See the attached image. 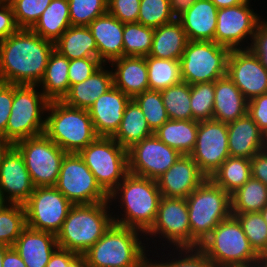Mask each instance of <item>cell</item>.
<instances>
[{
  "mask_svg": "<svg viewBox=\"0 0 267 267\" xmlns=\"http://www.w3.org/2000/svg\"><path fill=\"white\" fill-rule=\"evenodd\" d=\"M77 255L75 252L58 247L52 254L46 267H64V265H68Z\"/></svg>",
  "mask_w": 267,
  "mask_h": 267,
  "instance_id": "9f6ffc18",
  "label": "cell"
},
{
  "mask_svg": "<svg viewBox=\"0 0 267 267\" xmlns=\"http://www.w3.org/2000/svg\"><path fill=\"white\" fill-rule=\"evenodd\" d=\"M34 187L55 186L65 155L45 134L17 141Z\"/></svg>",
  "mask_w": 267,
  "mask_h": 267,
  "instance_id": "7c38bea8",
  "label": "cell"
},
{
  "mask_svg": "<svg viewBox=\"0 0 267 267\" xmlns=\"http://www.w3.org/2000/svg\"><path fill=\"white\" fill-rule=\"evenodd\" d=\"M83 256L88 267L151 266V253L146 244L145 234L116 223H112Z\"/></svg>",
  "mask_w": 267,
  "mask_h": 267,
  "instance_id": "3957f363",
  "label": "cell"
},
{
  "mask_svg": "<svg viewBox=\"0 0 267 267\" xmlns=\"http://www.w3.org/2000/svg\"><path fill=\"white\" fill-rule=\"evenodd\" d=\"M230 157L251 159L267 148V138L248 115L227 123Z\"/></svg>",
  "mask_w": 267,
  "mask_h": 267,
  "instance_id": "7402d4cb",
  "label": "cell"
},
{
  "mask_svg": "<svg viewBox=\"0 0 267 267\" xmlns=\"http://www.w3.org/2000/svg\"><path fill=\"white\" fill-rule=\"evenodd\" d=\"M197 0H169L171 14L175 19L182 16Z\"/></svg>",
  "mask_w": 267,
  "mask_h": 267,
  "instance_id": "680465c9",
  "label": "cell"
},
{
  "mask_svg": "<svg viewBox=\"0 0 267 267\" xmlns=\"http://www.w3.org/2000/svg\"><path fill=\"white\" fill-rule=\"evenodd\" d=\"M108 65L113 75V86L131 99L149 90L145 57L123 56Z\"/></svg>",
  "mask_w": 267,
  "mask_h": 267,
  "instance_id": "cb8c5ba5",
  "label": "cell"
},
{
  "mask_svg": "<svg viewBox=\"0 0 267 267\" xmlns=\"http://www.w3.org/2000/svg\"><path fill=\"white\" fill-rule=\"evenodd\" d=\"M130 97L113 86L88 108L98 136L112 137L118 130Z\"/></svg>",
  "mask_w": 267,
  "mask_h": 267,
  "instance_id": "44dd1931",
  "label": "cell"
},
{
  "mask_svg": "<svg viewBox=\"0 0 267 267\" xmlns=\"http://www.w3.org/2000/svg\"><path fill=\"white\" fill-rule=\"evenodd\" d=\"M230 51L214 41H188L180 59L182 81L189 85L215 82L227 75Z\"/></svg>",
  "mask_w": 267,
  "mask_h": 267,
  "instance_id": "8fae6325",
  "label": "cell"
},
{
  "mask_svg": "<svg viewBox=\"0 0 267 267\" xmlns=\"http://www.w3.org/2000/svg\"><path fill=\"white\" fill-rule=\"evenodd\" d=\"M110 202L73 205L56 235L59 248L84 254L112 225Z\"/></svg>",
  "mask_w": 267,
  "mask_h": 267,
  "instance_id": "277c9868",
  "label": "cell"
},
{
  "mask_svg": "<svg viewBox=\"0 0 267 267\" xmlns=\"http://www.w3.org/2000/svg\"><path fill=\"white\" fill-rule=\"evenodd\" d=\"M218 8L211 0H197L177 20L188 41H214Z\"/></svg>",
  "mask_w": 267,
  "mask_h": 267,
  "instance_id": "484cf974",
  "label": "cell"
},
{
  "mask_svg": "<svg viewBox=\"0 0 267 267\" xmlns=\"http://www.w3.org/2000/svg\"><path fill=\"white\" fill-rule=\"evenodd\" d=\"M64 267H88L83 254H78L68 265Z\"/></svg>",
  "mask_w": 267,
  "mask_h": 267,
  "instance_id": "6125c7cd",
  "label": "cell"
},
{
  "mask_svg": "<svg viewBox=\"0 0 267 267\" xmlns=\"http://www.w3.org/2000/svg\"><path fill=\"white\" fill-rule=\"evenodd\" d=\"M247 114L267 136V93L254 97L248 101Z\"/></svg>",
  "mask_w": 267,
  "mask_h": 267,
  "instance_id": "f907efd6",
  "label": "cell"
},
{
  "mask_svg": "<svg viewBox=\"0 0 267 267\" xmlns=\"http://www.w3.org/2000/svg\"><path fill=\"white\" fill-rule=\"evenodd\" d=\"M250 162L252 177L267 186V148L254 155Z\"/></svg>",
  "mask_w": 267,
  "mask_h": 267,
  "instance_id": "11a10c76",
  "label": "cell"
},
{
  "mask_svg": "<svg viewBox=\"0 0 267 267\" xmlns=\"http://www.w3.org/2000/svg\"><path fill=\"white\" fill-rule=\"evenodd\" d=\"M2 267H27L18 252L12 247H8L4 253Z\"/></svg>",
  "mask_w": 267,
  "mask_h": 267,
  "instance_id": "6f0895ef",
  "label": "cell"
},
{
  "mask_svg": "<svg viewBox=\"0 0 267 267\" xmlns=\"http://www.w3.org/2000/svg\"><path fill=\"white\" fill-rule=\"evenodd\" d=\"M154 133L149 128L140 106L134 99L127 103L122 121L112 138L126 150Z\"/></svg>",
  "mask_w": 267,
  "mask_h": 267,
  "instance_id": "1f68e13d",
  "label": "cell"
},
{
  "mask_svg": "<svg viewBox=\"0 0 267 267\" xmlns=\"http://www.w3.org/2000/svg\"><path fill=\"white\" fill-rule=\"evenodd\" d=\"M54 49L31 29H18L0 41V82L38 85Z\"/></svg>",
  "mask_w": 267,
  "mask_h": 267,
  "instance_id": "6da1fadb",
  "label": "cell"
},
{
  "mask_svg": "<svg viewBox=\"0 0 267 267\" xmlns=\"http://www.w3.org/2000/svg\"><path fill=\"white\" fill-rule=\"evenodd\" d=\"M191 247L199 245L231 214V196L206 178L187 198Z\"/></svg>",
  "mask_w": 267,
  "mask_h": 267,
  "instance_id": "8992f818",
  "label": "cell"
},
{
  "mask_svg": "<svg viewBox=\"0 0 267 267\" xmlns=\"http://www.w3.org/2000/svg\"><path fill=\"white\" fill-rule=\"evenodd\" d=\"M103 63L98 57L69 60L68 78L70 87L89 78Z\"/></svg>",
  "mask_w": 267,
  "mask_h": 267,
  "instance_id": "c3c4849f",
  "label": "cell"
},
{
  "mask_svg": "<svg viewBox=\"0 0 267 267\" xmlns=\"http://www.w3.org/2000/svg\"><path fill=\"white\" fill-rule=\"evenodd\" d=\"M48 104L49 100L37 85L13 84V103L2 137L15 144L44 134Z\"/></svg>",
  "mask_w": 267,
  "mask_h": 267,
  "instance_id": "ba28073f",
  "label": "cell"
},
{
  "mask_svg": "<svg viewBox=\"0 0 267 267\" xmlns=\"http://www.w3.org/2000/svg\"><path fill=\"white\" fill-rule=\"evenodd\" d=\"M218 9L231 7L243 3H247L249 0H211Z\"/></svg>",
  "mask_w": 267,
  "mask_h": 267,
  "instance_id": "91938a15",
  "label": "cell"
},
{
  "mask_svg": "<svg viewBox=\"0 0 267 267\" xmlns=\"http://www.w3.org/2000/svg\"><path fill=\"white\" fill-rule=\"evenodd\" d=\"M251 177L250 159L229 156L210 179L231 196Z\"/></svg>",
  "mask_w": 267,
  "mask_h": 267,
  "instance_id": "d590c367",
  "label": "cell"
},
{
  "mask_svg": "<svg viewBox=\"0 0 267 267\" xmlns=\"http://www.w3.org/2000/svg\"><path fill=\"white\" fill-rule=\"evenodd\" d=\"M58 247L55 234L29 227L22 231L13 245L27 267H46Z\"/></svg>",
  "mask_w": 267,
  "mask_h": 267,
  "instance_id": "d4e9b609",
  "label": "cell"
},
{
  "mask_svg": "<svg viewBox=\"0 0 267 267\" xmlns=\"http://www.w3.org/2000/svg\"><path fill=\"white\" fill-rule=\"evenodd\" d=\"M154 28L139 22L124 23L123 56L146 57L152 47Z\"/></svg>",
  "mask_w": 267,
  "mask_h": 267,
  "instance_id": "ab89813d",
  "label": "cell"
},
{
  "mask_svg": "<svg viewBox=\"0 0 267 267\" xmlns=\"http://www.w3.org/2000/svg\"><path fill=\"white\" fill-rule=\"evenodd\" d=\"M241 227L254 251L257 254L267 250V224L260 212L231 213Z\"/></svg>",
  "mask_w": 267,
  "mask_h": 267,
  "instance_id": "b9f144b4",
  "label": "cell"
},
{
  "mask_svg": "<svg viewBox=\"0 0 267 267\" xmlns=\"http://www.w3.org/2000/svg\"><path fill=\"white\" fill-rule=\"evenodd\" d=\"M71 26H88L108 12V0H68Z\"/></svg>",
  "mask_w": 267,
  "mask_h": 267,
  "instance_id": "f6af8a7d",
  "label": "cell"
},
{
  "mask_svg": "<svg viewBox=\"0 0 267 267\" xmlns=\"http://www.w3.org/2000/svg\"><path fill=\"white\" fill-rule=\"evenodd\" d=\"M253 267H267V255L265 253L258 254Z\"/></svg>",
  "mask_w": 267,
  "mask_h": 267,
  "instance_id": "be15d7a7",
  "label": "cell"
},
{
  "mask_svg": "<svg viewBox=\"0 0 267 267\" xmlns=\"http://www.w3.org/2000/svg\"><path fill=\"white\" fill-rule=\"evenodd\" d=\"M249 49L259 58L267 69V19L262 18L252 37Z\"/></svg>",
  "mask_w": 267,
  "mask_h": 267,
  "instance_id": "816d5d0a",
  "label": "cell"
},
{
  "mask_svg": "<svg viewBox=\"0 0 267 267\" xmlns=\"http://www.w3.org/2000/svg\"><path fill=\"white\" fill-rule=\"evenodd\" d=\"M78 154L108 195L128 174V150L112 137L98 136Z\"/></svg>",
  "mask_w": 267,
  "mask_h": 267,
  "instance_id": "30bf717a",
  "label": "cell"
},
{
  "mask_svg": "<svg viewBox=\"0 0 267 267\" xmlns=\"http://www.w3.org/2000/svg\"><path fill=\"white\" fill-rule=\"evenodd\" d=\"M149 90L161 91L182 81L180 61L146 56Z\"/></svg>",
  "mask_w": 267,
  "mask_h": 267,
  "instance_id": "74e56055",
  "label": "cell"
},
{
  "mask_svg": "<svg viewBox=\"0 0 267 267\" xmlns=\"http://www.w3.org/2000/svg\"><path fill=\"white\" fill-rule=\"evenodd\" d=\"M7 248H8V246L1 245V244H0V267H2V262H3V258H4V253H5V251H6Z\"/></svg>",
  "mask_w": 267,
  "mask_h": 267,
  "instance_id": "03108f58",
  "label": "cell"
},
{
  "mask_svg": "<svg viewBox=\"0 0 267 267\" xmlns=\"http://www.w3.org/2000/svg\"><path fill=\"white\" fill-rule=\"evenodd\" d=\"M199 248L218 267H253L258 256L232 215L221 221Z\"/></svg>",
  "mask_w": 267,
  "mask_h": 267,
  "instance_id": "52a82bcc",
  "label": "cell"
},
{
  "mask_svg": "<svg viewBox=\"0 0 267 267\" xmlns=\"http://www.w3.org/2000/svg\"><path fill=\"white\" fill-rule=\"evenodd\" d=\"M141 0H108V12L122 23L137 22Z\"/></svg>",
  "mask_w": 267,
  "mask_h": 267,
  "instance_id": "681fc988",
  "label": "cell"
},
{
  "mask_svg": "<svg viewBox=\"0 0 267 267\" xmlns=\"http://www.w3.org/2000/svg\"><path fill=\"white\" fill-rule=\"evenodd\" d=\"M9 202L4 198L3 193L0 191V210L7 206Z\"/></svg>",
  "mask_w": 267,
  "mask_h": 267,
  "instance_id": "e7e4bbea",
  "label": "cell"
},
{
  "mask_svg": "<svg viewBox=\"0 0 267 267\" xmlns=\"http://www.w3.org/2000/svg\"><path fill=\"white\" fill-rule=\"evenodd\" d=\"M145 240L150 253L161 248L191 247L186 198L161 197L156 219L145 233Z\"/></svg>",
  "mask_w": 267,
  "mask_h": 267,
  "instance_id": "9c48e42d",
  "label": "cell"
},
{
  "mask_svg": "<svg viewBox=\"0 0 267 267\" xmlns=\"http://www.w3.org/2000/svg\"><path fill=\"white\" fill-rule=\"evenodd\" d=\"M0 191L9 203L24 204L34 191L23 155L13 146L0 165Z\"/></svg>",
  "mask_w": 267,
  "mask_h": 267,
  "instance_id": "d6986e66",
  "label": "cell"
},
{
  "mask_svg": "<svg viewBox=\"0 0 267 267\" xmlns=\"http://www.w3.org/2000/svg\"><path fill=\"white\" fill-rule=\"evenodd\" d=\"M26 225L23 204L9 203L0 210V244L12 247Z\"/></svg>",
  "mask_w": 267,
  "mask_h": 267,
  "instance_id": "60d3db41",
  "label": "cell"
},
{
  "mask_svg": "<svg viewBox=\"0 0 267 267\" xmlns=\"http://www.w3.org/2000/svg\"><path fill=\"white\" fill-rule=\"evenodd\" d=\"M199 121L169 119L154 134L167 146L177 150L181 155H190L193 151Z\"/></svg>",
  "mask_w": 267,
  "mask_h": 267,
  "instance_id": "4dcf8cb0",
  "label": "cell"
},
{
  "mask_svg": "<svg viewBox=\"0 0 267 267\" xmlns=\"http://www.w3.org/2000/svg\"><path fill=\"white\" fill-rule=\"evenodd\" d=\"M70 26L68 0H52L31 30L55 43Z\"/></svg>",
  "mask_w": 267,
  "mask_h": 267,
  "instance_id": "836d02e7",
  "label": "cell"
},
{
  "mask_svg": "<svg viewBox=\"0 0 267 267\" xmlns=\"http://www.w3.org/2000/svg\"><path fill=\"white\" fill-rule=\"evenodd\" d=\"M161 197L156 180L128 173L109 194L113 223L145 234L156 219Z\"/></svg>",
  "mask_w": 267,
  "mask_h": 267,
  "instance_id": "7a4b0ae2",
  "label": "cell"
},
{
  "mask_svg": "<svg viewBox=\"0 0 267 267\" xmlns=\"http://www.w3.org/2000/svg\"><path fill=\"white\" fill-rule=\"evenodd\" d=\"M187 43L188 38L182 24L175 19L173 22L154 28L149 56L180 61Z\"/></svg>",
  "mask_w": 267,
  "mask_h": 267,
  "instance_id": "f1b7e54d",
  "label": "cell"
},
{
  "mask_svg": "<svg viewBox=\"0 0 267 267\" xmlns=\"http://www.w3.org/2000/svg\"><path fill=\"white\" fill-rule=\"evenodd\" d=\"M180 156L153 134L128 149V173L157 180Z\"/></svg>",
  "mask_w": 267,
  "mask_h": 267,
  "instance_id": "e0dca14e",
  "label": "cell"
},
{
  "mask_svg": "<svg viewBox=\"0 0 267 267\" xmlns=\"http://www.w3.org/2000/svg\"><path fill=\"white\" fill-rule=\"evenodd\" d=\"M44 134L66 153H79L98 135L86 109L49 101Z\"/></svg>",
  "mask_w": 267,
  "mask_h": 267,
  "instance_id": "5b68a950",
  "label": "cell"
},
{
  "mask_svg": "<svg viewBox=\"0 0 267 267\" xmlns=\"http://www.w3.org/2000/svg\"><path fill=\"white\" fill-rule=\"evenodd\" d=\"M227 76L248 101L267 93V69L249 48L230 51Z\"/></svg>",
  "mask_w": 267,
  "mask_h": 267,
  "instance_id": "ac0fdd59",
  "label": "cell"
},
{
  "mask_svg": "<svg viewBox=\"0 0 267 267\" xmlns=\"http://www.w3.org/2000/svg\"><path fill=\"white\" fill-rule=\"evenodd\" d=\"M30 229L57 235L73 204L54 186L34 187L23 204Z\"/></svg>",
  "mask_w": 267,
  "mask_h": 267,
  "instance_id": "5bb4252c",
  "label": "cell"
},
{
  "mask_svg": "<svg viewBox=\"0 0 267 267\" xmlns=\"http://www.w3.org/2000/svg\"><path fill=\"white\" fill-rule=\"evenodd\" d=\"M133 99L140 106L147 124L153 133L169 120L163 104L161 91L147 90L136 95Z\"/></svg>",
  "mask_w": 267,
  "mask_h": 267,
  "instance_id": "7bdbcfd3",
  "label": "cell"
},
{
  "mask_svg": "<svg viewBox=\"0 0 267 267\" xmlns=\"http://www.w3.org/2000/svg\"><path fill=\"white\" fill-rule=\"evenodd\" d=\"M153 252L150 267H218L199 247L161 248Z\"/></svg>",
  "mask_w": 267,
  "mask_h": 267,
  "instance_id": "e575fe53",
  "label": "cell"
},
{
  "mask_svg": "<svg viewBox=\"0 0 267 267\" xmlns=\"http://www.w3.org/2000/svg\"><path fill=\"white\" fill-rule=\"evenodd\" d=\"M14 146L9 140H6L4 137L0 136V165L3 162V158L7 152Z\"/></svg>",
  "mask_w": 267,
  "mask_h": 267,
  "instance_id": "94428289",
  "label": "cell"
},
{
  "mask_svg": "<svg viewBox=\"0 0 267 267\" xmlns=\"http://www.w3.org/2000/svg\"><path fill=\"white\" fill-rule=\"evenodd\" d=\"M169 0H141L138 21L144 26L157 28L173 22Z\"/></svg>",
  "mask_w": 267,
  "mask_h": 267,
  "instance_id": "bcb514c9",
  "label": "cell"
},
{
  "mask_svg": "<svg viewBox=\"0 0 267 267\" xmlns=\"http://www.w3.org/2000/svg\"><path fill=\"white\" fill-rule=\"evenodd\" d=\"M206 178L190 155H181L156 181L162 197L187 198Z\"/></svg>",
  "mask_w": 267,
  "mask_h": 267,
  "instance_id": "ffe728a7",
  "label": "cell"
},
{
  "mask_svg": "<svg viewBox=\"0 0 267 267\" xmlns=\"http://www.w3.org/2000/svg\"><path fill=\"white\" fill-rule=\"evenodd\" d=\"M68 69L69 59L54 49L44 76L37 85L49 101H62L68 94L70 89Z\"/></svg>",
  "mask_w": 267,
  "mask_h": 267,
  "instance_id": "f546056e",
  "label": "cell"
},
{
  "mask_svg": "<svg viewBox=\"0 0 267 267\" xmlns=\"http://www.w3.org/2000/svg\"><path fill=\"white\" fill-rule=\"evenodd\" d=\"M54 187L73 205L109 201V195L97 183L78 153L65 155Z\"/></svg>",
  "mask_w": 267,
  "mask_h": 267,
  "instance_id": "4fadbf2b",
  "label": "cell"
},
{
  "mask_svg": "<svg viewBox=\"0 0 267 267\" xmlns=\"http://www.w3.org/2000/svg\"><path fill=\"white\" fill-rule=\"evenodd\" d=\"M163 104L169 119L193 120L190 101V85L181 81L161 90Z\"/></svg>",
  "mask_w": 267,
  "mask_h": 267,
  "instance_id": "f35d334b",
  "label": "cell"
},
{
  "mask_svg": "<svg viewBox=\"0 0 267 267\" xmlns=\"http://www.w3.org/2000/svg\"><path fill=\"white\" fill-rule=\"evenodd\" d=\"M98 48V58L103 64L123 57L124 23L109 12L94 19L89 25Z\"/></svg>",
  "mask_w": 267,
  "mask_h": 267,
  "instance_id": "603a6c76",
  "label": "cell"
},
{
  "mask_svg": "<svg viewBox=\"0 0 267 267\" xmlns=\"http://www.w3.org/2000/svg\"><path fill=\"white\" fill-rule=\"evenodd\" d=\"M190 156L200 171L210 178L230 156L227 123L214 119L199 121L196 144Z\"/></svg>",
  "mask_w": 267,
  "mask_h": 267,
  "instance_id": "2e32d148",
  "label": "cell"
},
{
  "mask_svg": "<svg viewBox=\"0 0 267 267\" xmlns=\"http://www.w3.org/2000/svg\"><path fill=\"white\" fill-rule=\"evenodd\" d=\"M113 87V75L108 64H103L89 78L70 87L63 102L74 108L86 109Z\"/></svg>",
  "mask_w": 267,
  "mask_h": 267,
  "instance_id": "83f0119b",
  "label": "cell"
},
{
  "mask_svg": "<svg viewBox=\"0 0 267 267\" xmlns=\"http://www.w3.org/2000/svg\"><path fill=\"white\" fill-rule=\"evenodd\" d=\"M19 29H31L52 0H7Z\"/></svg>",
  "mask_w": 267,
  "mask_h": 267,
  "instance_id": "7dc6e473",
  "label": "cell"
},
{
  "mask_svg": "<svg viewBox=\"0 0 267 267\" xmlns=\"http://www.w3.org/2000/svg\"><path fill=\"white\" fill-rule=\"evenodd\" d=\"M14 13L7 0L0 2V41L6 39L18 30Z\"/></svg>",
  "mask_w": 267,
  "mask_h": 267,
  "instance_id": "db71d44e",
  "label": "cell"
},
{
  "mask_svg": "<svg viewBox=\"0 0 267 267\" xmlns=\"http://www.w3.org/2000/svg\"><path fill=\"white\" fill-rule=\"evenodd\" d=\"M54 44L55 50L69 60L98 57V48L88 26H70Z\"/></svg>",
  "mask_w": 267,
  "mask_h": 267,
  "instance_id": "d6a6232c",
  "label": "cell"
},
{
  "mask_svg": "<svg viewBox=\"0 0 267 267\" xmlns=\"http://www.w3.org/2000/svg\"><path fill=\"white\" fill-rule=\"evenodd\" d=\"M13 103V84L0 82V136L6 132Z\"/></svg>",
  "mask_w": 267,
  "mask_h": 267,
  "instance_id": "f5cc1de1",
  "label": "cell"
},
{
  "mask_svg": "<svg viewBox=\"0 0 267 267\" xmlns=\"http://www.w3.org/2000/svg\"><path fill=\"white\" fill-rule=\"evenodd\" d=\"M267 204V186L251 177L231 195V213L260 212Z\"/></svg>",
  "mask_w": 267,
  "mask_h": 267,
  "instance_id": "8d00e7d4",
  "label": "cell"
},
{
  "mask_svg": "<svg viewBox=\"0 0 267 267\" xmlns=\"http://www.w3.org/2000/svg\"><path fill=\"white\" fill-rule=\"evenodd\" d=\"M260 213L262 214L264 221L267 224V204L263 207Z\"/></svg>",
  "mask_w": 267,
  "mask_h": 267,
  "instance_id": "003e7915",
  "label": "cell"
},
{
  "mask_svg": "<svg viewBox=\"0 0 267 267\" xmlns=\"http://www.w3.org/2000/svg\"><path fill=\"white\" fill-rule=\"evenodd\" d=\"M251 2L218 9L214 42L230 50L249 48L259 21L265 17Z\"/></svg>",
  "mask_w": 267,
  "mask_h": 267,
  "instance_id": "9a60e30c",
  "label": "cell"
},
{
  "mask_svg": "<svg viewBox=\"0 0 267 267\" xmlns=\"http://www.w3.org/2000/svg\"><path fill=\"white\" fill-rule=\"evenodd\" d=\"M213 119L230 123L247 114L248 100L227 76L214 82Z\"/></svg>",
  "mask_w": 267,
  "mask_h": 267,
  "instance_id": "4316f807",
  "label": "cell"
},
{
  "mask_svg": "<svg viewBox=\"0 0 267 267\" xmlns=\"http://www.w3.org/2000/svg\"><path fill=\"white\" fill-rule=\"evenodd\" d=\"M214 95V82L190 85V105L193 120L213 119Z\"/></svg>",
  "mask_w": 267,
  "mask_h": 267,
  "instance_id": "ee69618b",
  "label": "cell"
}]
</instances>
